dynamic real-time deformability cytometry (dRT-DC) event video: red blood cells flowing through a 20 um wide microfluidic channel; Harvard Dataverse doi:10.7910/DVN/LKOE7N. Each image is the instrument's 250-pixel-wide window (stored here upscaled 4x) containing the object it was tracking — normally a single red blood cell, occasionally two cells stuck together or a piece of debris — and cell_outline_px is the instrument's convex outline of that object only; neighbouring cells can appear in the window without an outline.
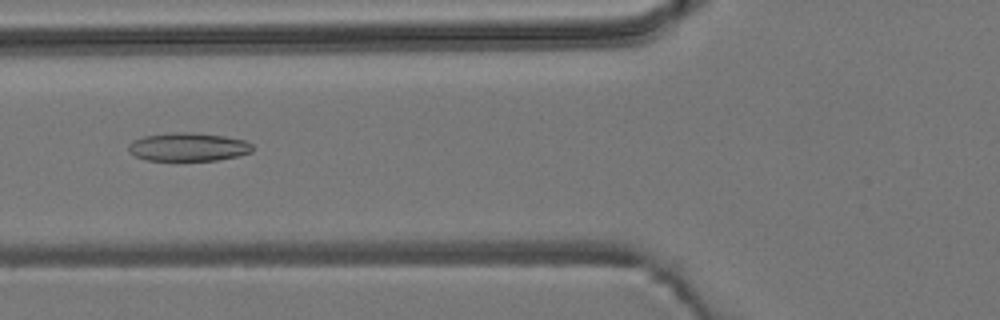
{"species": "common noctule bat (a hibernating species)", "species_latin": "Nyctalus noctula", "temperature_condition": "room temperature", "stored_images_in_passage": 45, "camera_frame_rate_fps": 3000, "um_per_image_px": 0.085, "animal": {"sex": "male", "body_mass_g": 19.2, "forearm_length_mm": 51.8}, "frame": {"image": 1, "passage_image": 12, "time_ms": 3.667, "image_size_px": [1000, 320], "cell_outline_px": [[252, 152], [236, 156], [216, 160], [148, 160], [136, 156], [128, 152], [128, 144], [132, 140], [144, 136], [172, 132], [192, 132], [224, 136], [244, 140], [252, 144]], "centroid_in_image_um": [15.97, 12.48], "position_along_channel_um": 109.8, "area_um2": 20.46}}
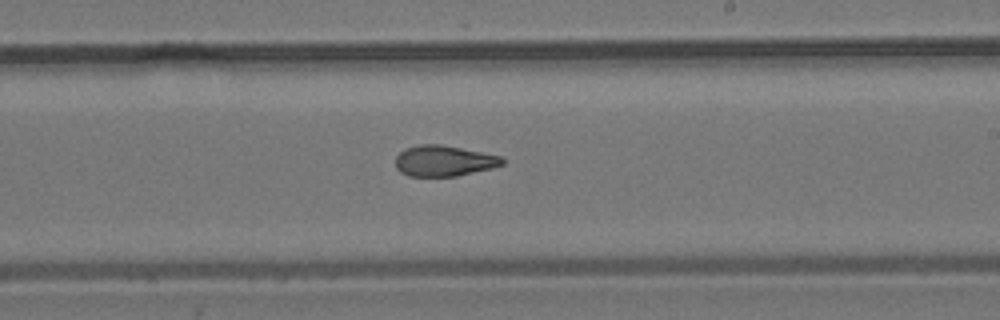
{"frame": {"image": 2, "passage_image": 23, "time_ms": 7.333, "image_size_px": [1000, 320], "cell_outline_px": [[504, 164], [492, 168], [456, 176], [408, 176], [400, 172], [396, 168], [396, 156], [404, 148], [420, 144], [440, 144], [500, 156], [504, 160]], "centroid_in_image_um": [37.69, 13.67], "position_along_channel_um": 251.3, "area_um2": 19.07}}
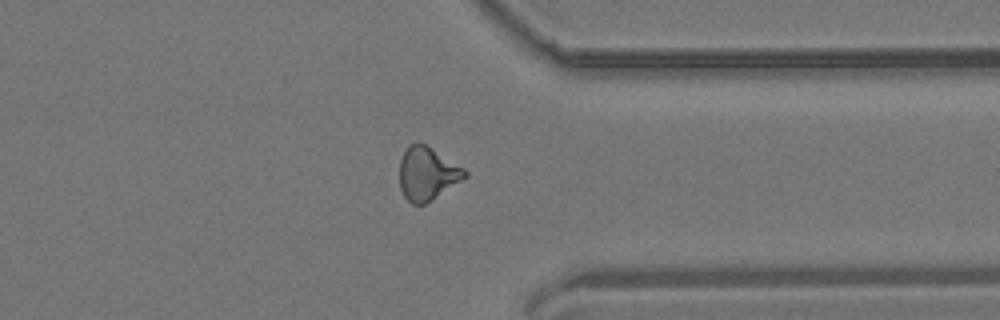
{"frame": {"image": 3, "passage_image": 33, "time_ms": 10.667, "image_size_px": [1000, 320], "cell_outline_px": [[468, 176], [432, 200], [424, 204], [412, 204], [404, 196], [400, 188], [400, 160], [404, 152], [412, 144], [424, 144], [464, 168], [468, 172]], "centroid_in_image_um": [36.33, 14.79], "position_along_channel_um": 375.1, "area_um2": 19.83}}